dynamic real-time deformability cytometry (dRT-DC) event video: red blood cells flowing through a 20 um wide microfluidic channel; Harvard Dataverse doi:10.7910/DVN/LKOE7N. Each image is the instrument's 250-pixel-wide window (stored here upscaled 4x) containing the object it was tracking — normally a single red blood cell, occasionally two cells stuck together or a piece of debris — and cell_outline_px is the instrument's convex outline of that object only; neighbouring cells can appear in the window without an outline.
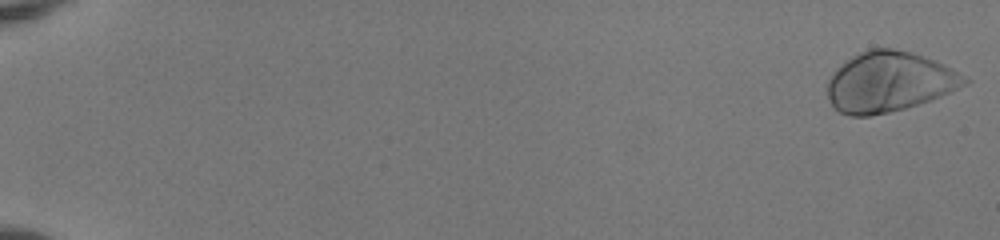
{"species": "human", "species_latin": "Homo sapiens", "temperature_condition": "room temperature", "stored_images_in_passage": 53, "camera_frame_rate_fps": 3000, "um_per_image_px": 0.085, "donor": {"sex": "female"}, "frame": {"image": 1, "passage_image": 1, "time_ms": 0.0, "image_size_px": [1000, 240], "cell_outline_px": [[972, 80], [968, 84], [940, 96], [904, 108], [888, 112], [868, 116], [848, 116], [832, 108], [828, 96], [828, 80], [852, 56], [868, 48], [892, 48], [912, 52], [924, 56], [944, 64]], "centroid_in_image_um": [75.59, 6.96], "position_along_channel_um": 9.4, "area_um2": 47.69}}
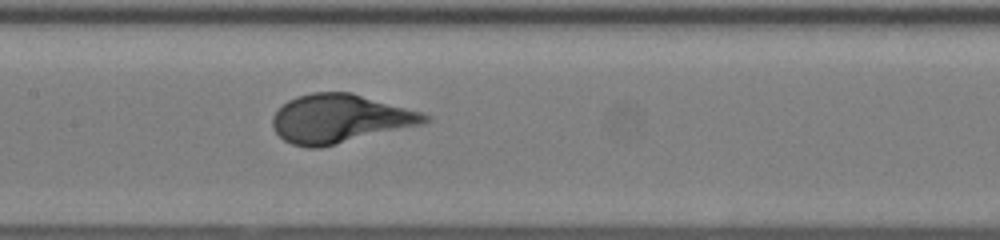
{"frame": {"image": 2, "passage_image": 29, "time_ms": 9.333, "image_size_px": [1000, 240], "cell_outline_px": [[432, 120], [424, 124], [320, 148], [308, 148], [292, 144], [284, 140], [276, 132], [272, 124], [272, 116], [288, 100], [296, 96], [312, 92], [352, 92], [420, 112], [432, 116]], "centroid_in_image_um": [28.9, 10.09], "position_along_channel_um": 178.5, "area_um2": 43.12}}
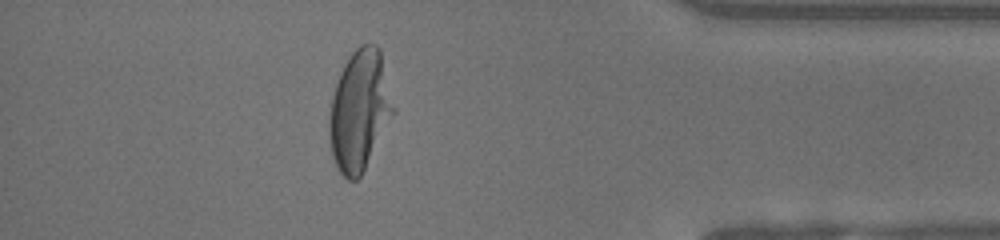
{"frame": {"image": 3, "passage_image": 48, "time_ms": 15.667, "image_size_px": [1000, 240], "cell_outline_px": [[396, 112], [360, 176], [356, 180], [348, 180], [336, 168], [332, 156], [328, 132], [328, 116], [332, 96], [340, 72], [344, 64], [352, 52], [360, 44], [376, 44], [380, 48], [396, 108]], "centroid_in_image_um": [30.57, 9.38], "position_along_channel_um": 404.6, "area_um2": 45.49}}